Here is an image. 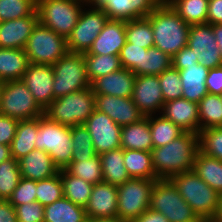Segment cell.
<instances>
[{"instance_id": "6da1fadb", "label": "cell", "mask_w": 222, "mask_h": 222, "mask_svg": "<svg viewBox=\"0 0 222 222\" xmlns=\"http://www.w3.org/2000/svg\"><path fill=\"white\" fill-rule=\"evenodd\" d=\"M198 146V134L184 132L162 147L151 151L152 166L158 179H170L176 174L194 169Z\"/></svg>"}, {"instance_id": "7a4b0ae2", "label": "cell", "mask_w": 222, "mask_h": 222, "mask_svg": "<svg viewBox=\"0 0 222 222\" xmlns=\"http://www.w3.org/2000/svg\"><path fill=\"white\" fill-rule=\"evenodd\" d=\"M154 46L173 57L187 46L191 25L187 24L164 0L148 16Z\"/></svg>"}, {"instance_id": "3957f363", "label": "cell", "mask_w": 222, "mask_h": 222, "mask_svg": "<svg viewBox=\"0 0 222 222\" xmlns=\"http://www.w3.org/2000/svg\"><path fill=\"white\" fill-rule=\"evenodd\" d=\"M170 180L201 221H214L221 196L218 192L198 177L194 170L176 174Z\"/></svg>"}, {"instance_id": "277c9868", "label": "cell", "mask_w": 222, "mask_h": 222, "mask_svg": "<svg viewBox=\"0 0 222 222\" xmlns=\"http://www.w3.org/2000/svg\"><path fill=\"white\" fill-rule=\"evenodd\" d=\"M95 110L91 87L54 99L45 109L44 116L53 122L73 127L84 124Z\"/></svg>"}, {"instance_id": "5b68a950", "label": "cell", "mask_w": 222, "mask_h": 222, "mask_svg": "<svg viewBox=\"0 0 222 222\" xmlns=\"http://www.w3.org/2000/svg\"><path fill=\"white\" fill-rule=\"evenodd\" d=\"M72 144L71 127L53 122L44 115L38 117L36 149L49 153L59 170L71 163Z\"/></svg>"}, {"instance_id": "8992f818", "label": "cell", "mask_w": 222, "mask_h": 222, "mask_svg": "<svg viewBox=\"0 0 222 222\" xmlns=\"http://www.w3.org/2000/svg\"><path fill=\"white\" fill-rule=\"evenodd\" d=\"M149 209L162 213L169 222H201L170 179L155 181Z\"/></svg>"}, {"instance_id": "52a82bcc", "label": "cell", "mask_w": 222, "mask_h": 222, "mask_svg": "<svg viewBox=\"0 0 222 222\" xmlns=\"http://www.w3.org/2000/svg\"><path fill=\"white\" fill-rule=\"evenodd\" d=\"M86 0H37L39 22L67 39Z\"/></svg>"}, {"instance_id": "ba28073f", "label": "cell", "mask_w": 222, "mask_h": 222, "mask_svg": "<svg viewBox=\"0 0 222 222\" xmlns=\"http://www.w3.org/2000/svg\"><path fill=\"white\" fill-rule=\"evenodd\" d=\"M51 66L54 71V99L91 87L84 54L67 52Z\"/></svg>"}, {"instance_id": "9c48e42d", "label": "cell", "mask_w": 222, "mask_h": 222, "mask_svg": "<svg viewBox=\"0 0 222 222\" xmlns=\"http://www.w3.org/2000/svg\"><path fill=\"white\" fill-rule=\"evenodd\" d=\"M24 51L29 63L53 65L68 52L67 41L65 37L38 22Z\"/></svg>"}, {"instance_id": "30bf717a", "label": "cell", "mask_w": 222, "mask_h": 222, "mask_svg": "<svg viewBox=\"0 0 222 222\" xmlns=\"http://www.w3.org/2000/svg\"><path fill=\"white\" fill-rule=\"evenodd\" d=\"M158 179L130 178L117 186V217L125 222H133L149 209L151 191Z\"/></svg>"}, {"instance_id": "8fae6325", "label": "cell", "mask_w": 222, "mask_h": 222, "mask_svg": "<svg viewBox=\"0 0 222 222\" xmlns=\"http://www.w3.org/2000/svg\"><path fill=\"white\" fill-rule=\"evenodd\" d=\"M0 114L26 120L44 115V110L21 80H13L3 82Z\"/></svg>"}, {"instance_id": "7c38bea8", "label": "cell", "mask_w": 222, "mask_h": 222, "mask_svg": "<svg viewBox=\"0 0 222 222\" xmlns=\"http://www.w3.org/2000/svg\"><path fill=\"white\" fill-rule=\"evenodd\" d=\"M90 8L82 9L76 26L67 37L68 52L82 54L88 52L108 21L109 18L103 9Z\"/></svg>"}, {"instance_id": "4fadbf2b", "label": "cell", "mask_w": 222, "mask_h": 222, "mask_svg": "<svg viewBox=\"0 0 222 222\" xmlns=\"http://www.w3.org/2000/svg\"><path fill=\"white\" fill-rule=\"evenodd\" d=\"M84 126L91 135L97 155L121 148L122 126L116 124L107 114L95 109Z\"/></svg>"}, {"instance_id": "5bb4252c", "label": "cell", "mask_w": 222, "mask_h": 222, "mask_svg": "<svg viewBox=\"0 0 222 222\" xmlns=\"http://www.w3.org/2000/svg\"><path fill=\"white\" fill-rule=\"evenodd\" d=\"M198 63L207 69L222 66V57L216 43L212 25L208 23L191 25L188 42Z\"/></svg>"}, {"instance_id": "9a60e30c", "label": "cell", "mask_w": 222, "mask_h": 222, "mask_svg": "<svg viewBox=\"0 0 222 222\" xmlns=\"http://www.w3.org/2000/svg\"><path fill=\"white\" fill-rule=\"evenodd\" d=\"M164 0H86V6L103 9L109 19L133 20L147 17Z\"/></svg>"}, {"instance_id": "2e32d148", "label": "cell", "mask_w": 222, "mask_h": 222, "mask_svg": "<svg viewBox=\"0 0 222 222\" xmlns=\"http://www.w3.org/2000/svg\"><path fill=\"white\" fill-rule=\"evenodd\" d=\"M21 81L43 110L54 100V71L50 64L29 63Z\"/></svg>"}, {"instance_id": "e0dca14e", "label": "cell", "mask_w": 222, "mask_h": 222, "mask_svg": "<svg viewBox=\"0 0 222 222\" xmlns=\"http://www.w3.org/2000/svg\"><path fill=\"white\" fill-rule=\"evenodd\" d=\"M131 99L144 116L162 110L165 102L158 75H136Z\"/></svg>"}, {"instance_id": "ac0fdd59", "label": "cell", "mask_w": 222, "mask_h": 222, "mask_svg": "<svg viewBox=\"0 0 222 222\" xmlns=\"http://www.w3.org/2000/svg\"><path fill=\"white\" fill-rule=\"evenodd\" d=\"M95 109L107 114L120 126L133 124L145 116L131 98L94 94Z\"/></svg>"}, {"instance_id": "d6986e66", "label": "cell", "mask_w": 222, "mask_h": 222, "mask_svg": "<svg viewBox=\"0 0 222 222\" xmlns=\"http://www.w3.org/2000/svg\"><path fill=\"white\" fill-rule=\"evenodd\" d=\"M38 22L37 10L31 16L0 22V48L24 50Z\"/></svg>"}, {"instance_id": "ffe728a7", "label": "cell", "mask_w": 222, "mask_h": 222, "mask_svg": "<svg viewBox=\"0 0 222 222\" xmlns=\"http://www.w3.org/2000/svg\"><path fill=\"white\" fill-rule=\"evenodd\" d=\"M117 186L99 182L93 186L90 199L85 206L87 219L117 217Z\"/></svg>"}, {"instance_id": "44dd1931", "label": "cell", "mask_w": 222, "mask_h": 222, "mask_svg": "<svg viewBox=\"0 0 222 222\" xmlns=\"http://www.w3.org/2000/svg\"><path fill=\"white\" fill-rule=\"evenodd\" d=\"M160 114L185 132L198 134L200 130V119L198 103L179 98L167 101L163 104Z\"/></svg>"}, {"instance_id": "7402d4cb", "label": "cell", "mask_w": 222, "mask_h": 222, "mask_svg": "<svg viewBox=\"0 0 222 222\" xmlns=\"http://www.w3.org/2000/svg\"><path fill=\"white\" fill-rule=\"evenodd\" d=\"M125 31V20L108 19L89 51L83 54L120 55L122 47L127 42Z\"/></svg>"}, {"instance_id": "603a6c76", "label": "cell", "mask_w": 222, "mask_h": 222, "mask_svg": "<svg viewBox=\"0 0 222 222\" xmlns=\"http://www.w3.org/2000/svg\"><path fill=\"white\" fill-rule=\"evenodd\" d=\"M136 75L121 68L108 75L98 77L91 83L94 94L131 98Z\"/></svg>"}, {"instance_id": "cb8c5ba5", "label": "cell", "mask_w": 222, "mask_h": 222, "mask_svg": "<svg viewBox=\"0 0 222 222\" xmlns=\"http://www.w3.org/2000/svg\"><path fill=\"white\" fill-rule=\"evenodd\" d=\"M18 166L22 178L34 181L53 177L59 173V169L54 165L51 155L38 149H34L19 159Z\"/></svg>"}, {"instance_id": "d4e9b609", "label": "cell", "mask_w": 222, "mask_h": 222, "mask_svg": "<svg viewBox=\"0 0 222 222\" xmlns=\"http://www.w3.org/2000/svg\"><path fill=\"white\" fill-rule=\"evenodd\" d=\"M208 72L209 69L199 63L179 70L182 83V98L199 103V101L208 94L205 84Z\"/></svg>"}, {"instance_id": "484cf974", "label": "cell", "mask_w": 222, "mask_h": 222, "mask_svg": "<svg viewBox=\"0 0 222 222\" xmlns=\"http://www.w3.org/2000/svg\"><path fill=\"white\" fill-rule=\"evenodd\" d=\"M121 148L124 150H140L151 152L153 143L149 126V116L140 121L122 126Z\"/></svg>"}, {"instance_id": "4316f807", "label": "cell", "mask_w": 222, "mask_h": 222, "mask_svg": "<svg viewBox=\"0 0 222 222\" xmlns=\"http://www.w3.org/2000/svg\"><path fill=\"white\" fill-rule=\"evenodd\" d=\"M29 65L23 49L0 48V81L21 80Z\"/></svg>"}, {"instance_id": "83f0119b", "label": "cell", "mask_w": 222, "mask_h": 222, "mask_svg": "<svg viewBox=\"0 0 222 222\" xmlns=\"http://www.w3.org/2000/svg\"><path fill=\"white\" fill-rule=\"evenodd\" d=\"M38 131V117L19 120L16 133L10 145L11 156L19 160L36 149L35 141Z\"/></svg>"}, {"instance_id": "f1b7e54d", "label": "cell", "mask_w": 222, "mask_h": 222, "mask_svg": "<svg viewBox=\"0 0 222 222\" xmlns=\"http://www.w3.org/2000/svg\"><path fill=\"white\" fill-rule=\"evenodd\" d=\"M85 208L65 197L44 207V222H86Z\"/></svg>"}, {"instance_id": "f546056e", "label": "cell", "mask_w": 222, "mask_h": 222, "mask_svg": "<svg viewBox=\"0 0 222 222\" xmlns=\"http://www.w3.org/2000/svg\"><path fill=\"white\" fill-rule=\"evenodd\" d=\"M103 170V181L112 185L124 184L130 179L124 161V149L118 148L99 155Z\"/></svg>"}, {"instance_id": "4dcf8cb0", "label": "cell", "mask_w": 222, "mask_h": 222, "mask_svg": "<svg viewBox=\"0 0 222 222\" xmlns=\"http://www.w3.org/2000/svg\"><path fill=\"white\" fill-rule=\"evenodd\" d=\"M193 170L208 186L220 195L222 194V161L209 157L198 150Z\"/></svg>"}, {"instance_id": "1f68e13d", "label": "cell", "mask_w": 222, "mask_h": 222, "mask_svg": "<svg viewBox=\"0 0 222 222\" xmlns=\"http://www.w3.org/2000/svg\"><path fill=\"white\" fill-rule=\"evenodd\" d=\"M123 163L130 178L158 179L152 166L151 152L124 150Z\"/></svg>"}, {"instance_id": "d6a6232c", "label": "cell", "mask_w": 222, "mask_h": 222, "mask_svg": "<svg viewBox=\"0 0 222 222\" xmlns=\"http://www.w3.org/2000/svg\"><path fill=\"white\" fill-rule=\"evenodd\" d=\"M189 25L207 23L208 0H165Z\"/></svg>"}, {"instance_id": "836d02e7", "label": "cell", "mask_w": 222, "mask_h": 222, "mask_svg": "<svg viewBox=\"0 0 222 222\" xmlns=\"http://www.w3.org/2000/svg\"><path fill=\"white\" fill-rule=\"evenodd\" d=\"M60 178L63 184V197L85 208L94 185L69 174L65 169L60 170Z\"/></svg>"}, {"instance_id": "e575fe53", "label": "cell", "mask_w": 222, "mask_h": 222, "mask_svg": "<svg viewBox=\"0 0 222 222\" xmlns=\"http://www.w3.org/2000/svg\"><path fill=\"white\" fill-rule=\"evenodd\" d=\"M149 126L153 148L162 147L185 132L172 121L164 118L161 114L156 117L155 115H150Z\"/></svg>"}, {"instance_id": "d590c367", "label": "cell", "mask_w": 222, "mask_h": 222, "mask_svg": "<svg viewBox=\"0 0 222 222\" xmlns=\"http://www.w3.org/2000/svg\"><path fill=\"white\" fill-rule=\"evenodd\" d=\"M87 76L92 83L98 77L108 75L122 68L119 55L84 54Z\"/></svg>"}, {"instance_id": "8d00e7d4", "label": "cell", "mask_w": 222, "mask_h": 222, "mask_svg": "<svg viewBox=\"0 0 222 222\" xmlns=\"http://www.w3.org/2000/svg\"><path fill=\"white\" fill-rule=\"evenodd\" d=\"M200 130L222 126V100L220 95L206 94L198 103Z\"/></svg>"}, {"instance_id": "74e56055", "label": "cell", "mask_w": 222, "mask_h": 222, "mask_svg": "<svg viewBox=\"0 0 222 222\" xmlns=\"http://www.w3.org/2000/svg\"><path fill=\"white\" fill-rule=\"evenodd\" d=\"M126 40L133 45L149 49L154 46L153 30L147 17L126 21Z\"/></svg>"}, {"instance_id": "f35d334b", "label": "cell", "mask_w": 222, "mask_h": 222, "mask_svg": "<svg viewBox=\"0 0 222 222\" xmlns=\"http://www.w3.org/2000/svg\"><path fill=\"white\" fill-rule=\"evenodd\" d=\"M65 170L69 174L81 178L92 185L103 181L101 159L97 154L89 160L71 161Z\"/></svg>"}, {"instance_id": "ab89813d", "label": "cell", "mask_w": 222, "mask_h": 222, "mask_svg": "<svg viewBox=\"0 0 222 222\" xmlns=\"http://www.w3.org/2000/svg\"><path fill=\"white\" fill-rule=\"evenodd\" d=\"M73 141L71 161L89 160L96 155L91 135L84 124L71 127Z\"/></svg>"}, {"instance_id": "60d3db41", "label": "cell", "mask_w": 222, "mask_h": 222, "mask_svg": "<svg viewBox=\"0 0 222 222\" xmlns=\"http://www.w3.org/2000/svg\"><path fill=\"white\" fill-rule=\"evenodd\" d=\"M18 160L10 158L0 163V199L8 200L21 179Z\"/></svg>"}, {"instance_id": "b9f144b4", "label": "cell", "mask_w": 222, "mask_h": 222, "mask_svg": "<svg viewBox=\"0 0 222 222\" xmlns=\"http://www.w3.org/2000/svg\"><path fill=\"white\" fill-rule=\"evenodd\" d=\"M199 151L222 161V126L202 129L198 133Z\"/></svg>"}, {"instance_id": "7bdbcfd3", "label": "cell", "mask_w": 222, "mask_h": 222, "mask_svg": "<svg viewBox=\"0 0 222 222\" xmlns=\"http://www.w3.org/2000/svg\"><path fill=\"white\" fill-rule=\"evenodd\" d=\"M63 197V184L59 173L37 181L36 201L44 207Z\"/></svg>"}, {"instance_id": "ee69618b", "label": "cell", "mask_w": 222, "mask_h": 222, "mask_svg": "<svg viewBox=\"0 0 222 222\" xmlns=\"http://www.w3.org/2000/svg\"><path fill=\"white\" fill-rule=\"evenodd\" d=\"M37 10V0H0V22L31 16Z\"/></svg>"}, {"instance_id": "f6af8a7d", "label": "cell", "mask_w": 222, "mask_h": 222, "mask_svg": "<svg viewBox=\"0 0 222 222\" xmlns=\"http://www.w3.org/2000/svg\"><path fill=\"white\" fill-rule=\"evenodd\" d=\"M172 67V57L157 47H150L144 52L143 75H160Z\"/></svg>"}, {"instance_id": "bcb514c9", "label": "cell", "mask_w": 222, "mask_h": 222, "mask_svg": "<svg viewBox=\"0 0 222 222\" xmlns=\"http://www.w3.org/2000/svg\"><path fill=\"white\" fill-rule=\"evenodd\" d=\"M147 50L141 46L126 42L119 55L122 68L132 71L135 75H143L144 52Z\"/></svg>"}, {"instance_id": "7dc6e473", "label": "cell", "mask_w": 222, "mask_h": 222, "mask_svg": "<svg viewBox=\"0 0 222 222\" xmlns=\"http://www.w3.org/2000/svg\"><path fill=\"white\" fill-rule=\"evenodd\" d=\"M164 102L182 98V83L179 70L171 67L158 75Z\"/></svg>"}, {"instance_id": "c3c4849f", "label": "cell", "mask_w": 222, "mask_h": 222, "mask_svg": "<svg viewBox=\"0 0 222 222\" xmlns=\"http://www.w3.org/2000/svg\"><path fill=\"white\" fill-rule=\"evenodd\" d=\"M36 190L37 181L21 178L8 201L14 208L19 205L35 202Z\"/></svg>"}, {"instance_id": "681fc988", "label": "cell", "mask_w": 222, "mask_h": 222, "mask_svg": "<svg viewBox=\"0 0 222 222\" xmlns=\"http://www.w3.org/2000/svg\"><path fill=\"white\" fill-rule=\"evenodd\" d=\"M18 222H44V206L35 202L15 207Z\"/></svg>"}, {"instance_id": "f907efd6", "label": "cell", "mask_w": 222, "mask_h": 222, "mask_svg": "<svg viewBox=\"0 0 222 222\" xmlns=\"http://www.w3.org/2000/svg\"><path fill=\"white\" fill-rule=\"evenodd\" d=\"M19 120L0 114V144L10 146Z\"/></svg>"}, {"instance_id": "816d5d0a", "label": "cell", "mask_w": 222, "mask_h": 222, "mask_svg": "<svg viewBox=\"0 0 222 222\" xmlns=\"http://www.w3.org/2000/svg\"><path fill=\"white\" fill-rule=\"evenodd\" d=\"M194 64H198V59L189 46L183 47L172 57V67L177 70L186 69L187 66Z\"/></svg>"}, {"instance_id": "f5cc1de1", "label": "cell", "mask_w": 222, "mask_h": 222, "mask_svg": "<svg viewBox=\"0 0 222 222\" xmlns=\"http://www.w3.org/2000/svg\"><path fill=\"white\" fill-rule=\"evenodd\" d=\"M205 84L208 93L217 95L222 93V66L209 69Z\"/></svg>"}, {"instance_id": "db71d44e", "label": "cell", "mask_w": 222, "mask_h": 222, "mask_svg": "<svg viewBox=\"0 0 222 222\" xmlns=\"http://www.w3.org/2000/svg\"><path fill=\"white\" fill-rule=\"evenodd\" d=\"M207 23L222 24V0H209Z\"/></svg>"}, {"instance_id": "11a10c76", "label": "cell", "mask_w": 222, "mask_h": 222, "mask_svg": "<svg viewBox=\"0 0 222 222\" xmlns=\"http://www.w3.org/2000/svg\"><path fill=\"white\" fill-rule=\"evenodd\" d=\"M0 222H18L16 210L8 200L0 199Z\"/></svg>"}, {"instance_id": "9f6ffc18", "label": "cell", "mask_w": 222, "mask_h": 222, "mask_svg": "<svg viewBox=\"0 0 222 222\" xmlns=\"http://www.w3.org/2000/svg\"><path fill=\"white\" fill-rule=\"evenodd\" d=\"M133 222H169L168 219L160 212L153 209L144 211Z\"/></svg>"}, {"instance_id": "6f0895ef", "label": "cell", "mask_w": 222, "mask_h": 222, "mask_svg": "<svg viewBox=\"0 0 222 222\" xmlns=\"http://www.w3.org/2000/svg\"><path fill=\"white\" fill-rule=\"evenodd\" d=\"M212 30L214 32L216 43L218 44V48L222 57V24L212 25Z\"/></svg>"}, {"instance_id": "680465c9", "label": "cell", "mask_w": 222, "mask_h": 222, "mask_svg": "<svg viewBox=\"0 0 222 222\" xmlns=\"http://www.w3.org/2000/svg\"><path fill=\"white\" fill-rule=\"evenodd\" d=\"M12 158L10 146L0 144V163Z\"/></svg>"}, {"instance_id": "91938a15", "label": "cell", "mask_w": 222, "mask_h": 222, "mask_svg": "<svg viewBox=\"0 0 222 222\" xmlns=\"http://www.w3.org/2000/svg\"><path fill=\"white\" fill-rule=\"evenodd\" d=\"M86 222H125L119 219L118 217H111V218H89Z\"/></svg>"}, {"instance_id": "94428289", "label": "cell", "mask_w": 222, "mask_h": 222, "mask_svg": "<svg viewBox=\"0 0 222 222\" xmlns=\"http://www.w3.org/2000/svg\"><path fill=\"white\" fill-rule=\"evenodd\" d=\"M213 222H222V194L220 196L219 209Z\"/></svg>"}, {"instance_id": "6125c7cd", "label": "cell", "mask_w": 222, "mask_h": 222, "mask_svg": "<svg viewBox=\"0 0 222 222\" xmlns=\"http://www.w3.org/2000/svg\"><path fill=\"white\" fill-rule=\"evenodd\" d=\"M3 82L0 81V102L2 97Z\"/></svg>"}]
</instances>
